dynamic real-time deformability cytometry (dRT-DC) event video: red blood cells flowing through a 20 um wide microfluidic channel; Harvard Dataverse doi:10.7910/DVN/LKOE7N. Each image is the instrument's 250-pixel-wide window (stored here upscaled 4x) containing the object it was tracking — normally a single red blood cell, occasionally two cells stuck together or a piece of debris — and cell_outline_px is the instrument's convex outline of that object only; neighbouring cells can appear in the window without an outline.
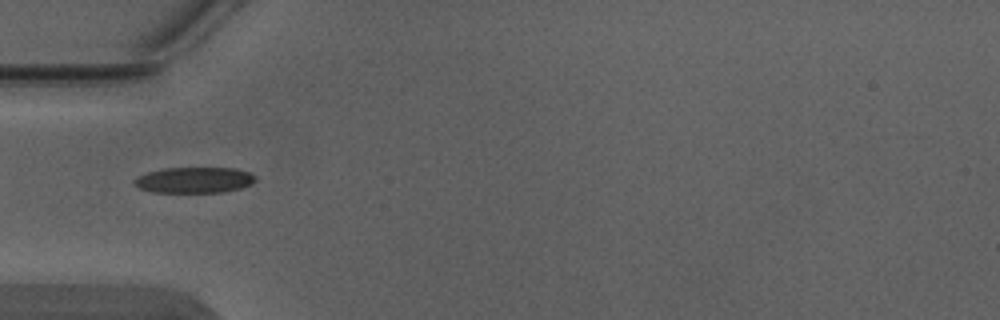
{"species": "Egyptian fruit bat (a non-hibernating species)", "species_latin": "Rousettus aegyptiacus", "temperature_condition": "warm", "stored_images_in_passage": 4, "segment_of_instrument_passage": [2, 2], "camera_frame_rate_fps": 3000, "um_per_image_px": 0.085, "animal": {"sex": "male"}, "frame": {"image": 1, "passage_image": 4, "time_ms": 1.0, "image_size_px": [1000, 320], "cell_outline_px": [[256, 180], [252, 184], [240, 188], [224, 192], [152, 192], [140, 188], [132, 184], [132, 180], [148, 172], [164, 168], [236, 168], [248, 172], [256, 176]], "centroid_in_image_um": [16.52, 15.3], "position_along_channel_um": 68.5, "area_um2": 18.26}}